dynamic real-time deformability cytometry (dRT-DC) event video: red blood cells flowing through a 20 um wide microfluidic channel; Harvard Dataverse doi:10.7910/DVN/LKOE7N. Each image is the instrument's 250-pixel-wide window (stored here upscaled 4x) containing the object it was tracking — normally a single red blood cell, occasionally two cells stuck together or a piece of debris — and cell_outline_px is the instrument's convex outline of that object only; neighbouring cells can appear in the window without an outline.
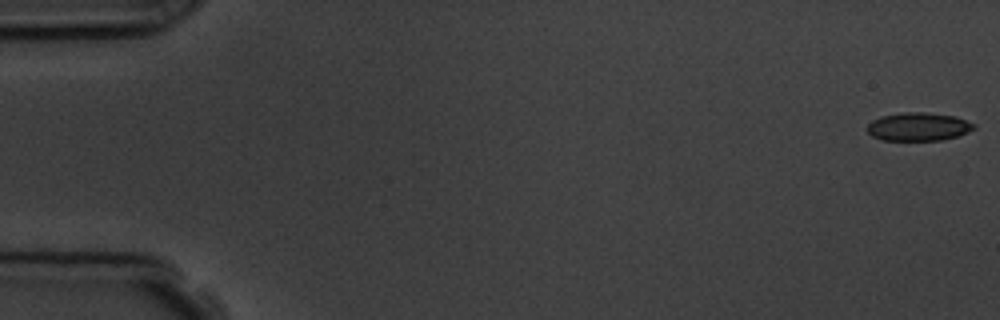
{"species": "common noctule bat (a hibernating species)", "species_latin": "Nyctalus noctula", "temperature_condition": "room temperature", "stored_images_in_passage": 6, "camera_frame_rate_fps": 3000, "um_per_image_px": 0.085, "animal": {"sex": "male", "body_mass_g": 19.5, "forearm_length_mm": 54.6}, "frame": {"image": 1, "passage_image": 1, "time_ms": 0.0, "image_size_px": [1000, 320], "cell_outline_px": [[976, 128], [968, 132], [956, 136], [940, 140], [880, 140], [872, 136], [868, 132], [868, 124], [872, 120], [880, 116], [904, 112], [924, 112], [956, 116], [976, 124]], "centroid_in_image_um": [78.07, 10.76], "position_along_channel_um": 6.9, "area_um2": 17.63}}
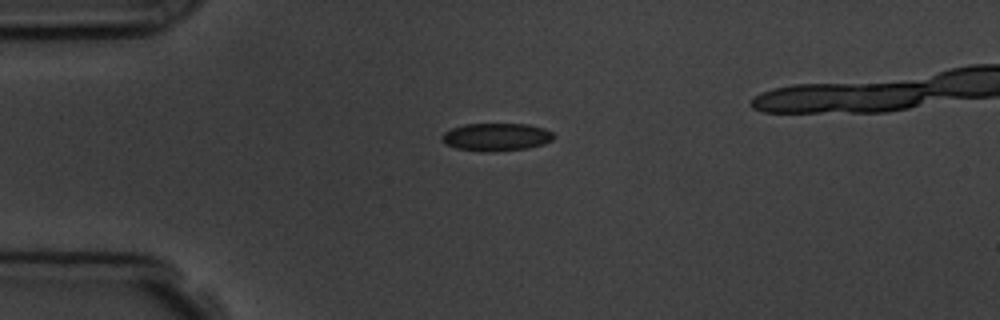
{"frame": {"image": 2, "passage_image": 5, "time_ms": 4.333, "image_size_px": [1000, 320], "cell_outline_px": [[556, 136], [552, 140], [544, 144], [528, 148], [492, 152], [480, 152], [456, 148], [444, 144], [440, 140], [440, 136], [444, 132], [452, 128], [464, 124], [528, 124], [544, 128], [552, 132]], "centroid_in_image_um": [42.16, 11.65], "position_along_channel_um": 42.8, "area_um2": 18.44}}